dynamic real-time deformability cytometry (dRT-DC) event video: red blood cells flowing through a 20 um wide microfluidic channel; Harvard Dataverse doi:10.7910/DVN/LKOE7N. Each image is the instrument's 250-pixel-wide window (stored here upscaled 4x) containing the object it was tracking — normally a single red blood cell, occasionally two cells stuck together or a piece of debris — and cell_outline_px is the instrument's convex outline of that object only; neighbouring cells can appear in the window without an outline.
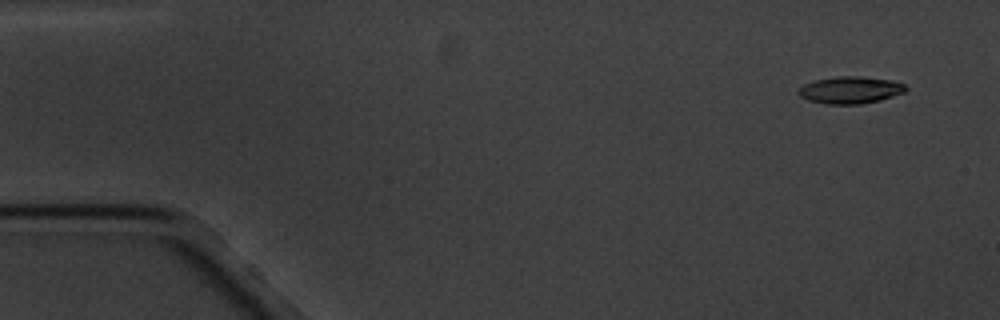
{"species": "common noctule bat (a hibernating species)", "species_latin": "Nyctalus noctula", "temperature_condition": "cold", "stored_images_in_passage": 4, "camera_frame_rate_fps": 3000, "um_per_image_px": 0.085, "animal": {"sex": "male", "body_mass_g": 20.1, "forearm_length_mm": 53.5}, "frame": {"image": 1, "passage_image": 1, "time_ms": 0.0, "image_size_px": [1000, 320], "cell_outline_px": [[908, 88], [904, 92], [880, 100], [860, 104], [824, 104], [808, 100], [800, 96], [796, 92], [804, 84], [816, 80], [840, 76], [856, 76], [892, 80], [904, 84]], "centroid_in_image_um": [72.26, 7.66], "position_along_channel_um": 12.7, "area_um2": 16.82}}
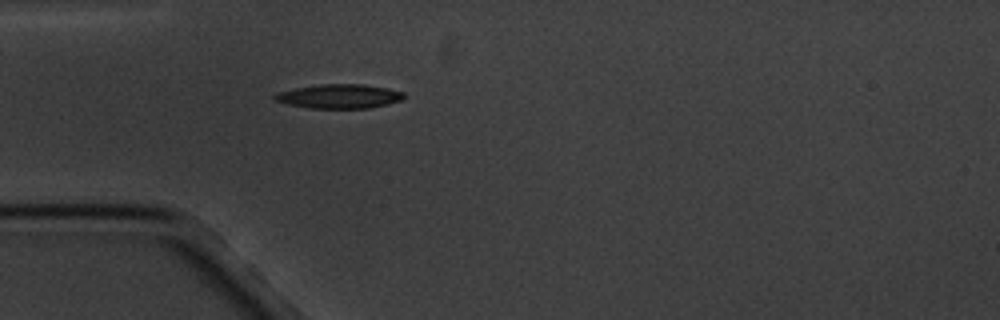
{"frame": {"image": 2, "passage_image": 4, "time_ms": 4.333, "image_size_px": [1000, 320], "cell_outline_px": [[408, 96], [404, 100], [388, 104], [368, 108], [308, 108], [288, 104], [272, 100], [272, 96], [276, 92], [296, 88], [320, 84], [364, 84], [388, 88], [404, 92]], "centroid_in_image_um": [28.86, 8.18], "position_along_channel_um": 56.1, "area_um2": 18.5}}